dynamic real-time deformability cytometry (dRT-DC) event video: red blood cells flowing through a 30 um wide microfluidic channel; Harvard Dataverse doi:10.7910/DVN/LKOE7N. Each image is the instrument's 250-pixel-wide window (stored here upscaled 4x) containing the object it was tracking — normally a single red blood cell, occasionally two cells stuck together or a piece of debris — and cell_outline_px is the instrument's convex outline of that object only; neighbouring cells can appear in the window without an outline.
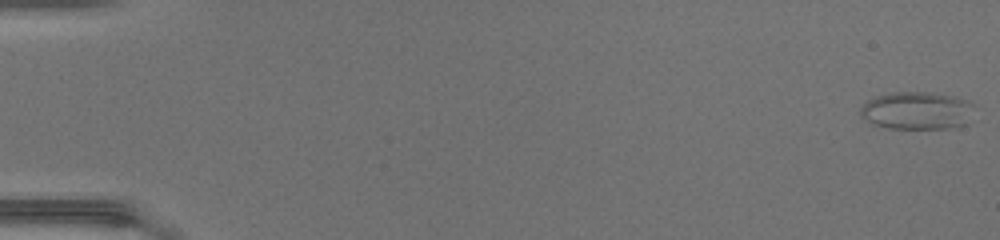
{"species": "common noctule bat (a hibernating species)", "species_latin": "Nyctalus noctula", "temperature_condition": "warm", "stored_images_in_passage": 49, "camera_frame_rate_fps": 3000, "um_per_image_px": 0.085, "animal": {"sex": "female", "body_mass_g": 17.0, "forearm_length_mm": 48.0}, "frame": {"image": 1, "passage_image": 1, "time_ms": 0.0, "image_size_px": [1000, 240], "cell_outline_px": [[976, 104], [968, 124], [956, 128], [888, 128], [872, 124], [860, 116], [860, 108], [868, 100], [876, 96], [892, 92], [932, 92], [952, 96], [968, 100]], "centroid_in_image_um": [77.99, 9.4], "position_along_channel_um": 7.0, "area_um2": 25.43}}
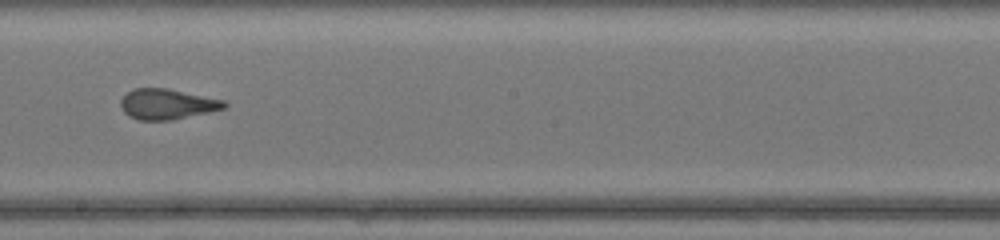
{"frame": {"image": 2, "passage_image": 29, "time_ms": 9.333, "image_size_px": [1000, 240], "cell_outline_px": [[228, 104], [224, 108], [208, 112], [172, 120], [140, 120], [128, 116], [124, 112], [120, 104], [120, 100], [128, 92], [136, 88], [168, 88], [224, 100]], "centroid_in_image_um": [14.19, 8.85], "position_along_channel_um": 234.0, "area_um2": 18.26}}
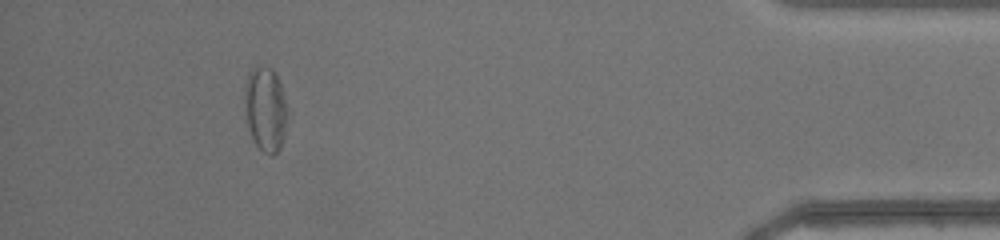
{"frame": {"image": 3, "passage_image": 45, "time_ms": 14.667, "image_size_px": [1000, 240], "cell_outline_px": [[288, 112], [284, 140], [280, 148], [276, 152], [264, 152], [256, 144], [248, 128], [248, 76], [256, 68], [272, 68], [280, 84], [288, 108]], "centroid_in_image_um": [22.66, 9.34], "position_along_channel_um": 412.5, "area_um2": 19.77}, "authors_computed_cell_mechanics": {"area_um2": 19.8832, "velocity_mm_per_s": 4.387, "shape_relaxation_time_tau1_ms": 5.7393, "shape_relaxation_time_tau2_ms": 0.9436, "deformation_change_tau1": 0.1508, "deformation_change_tau2": 0.0712}}